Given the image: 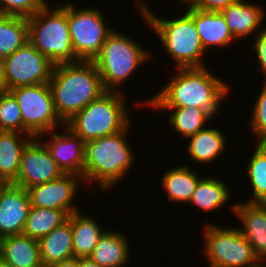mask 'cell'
I'll list each match as a JSON object with an SVG mask.
<instances>
[{
  "label": "cell",
  "instance_id": "6da1fadb",
  "mask_svg": "<svg viewBox=\"0 0 266 267\" xmlns=\"http://www.w3.org/2000/svg\"><path fill=\"white\" fill-rule=\"evenodd\" d=\"M49 87L63 125L106 92L94 62L82 60L56 64Z\"/></svg>",
  "mask_w": 266,
  "mask_h": 267
},
{
  "label": "cell",
  "instance_id": "7a4b0ae2",
  "mask_svg": "<svg viewBox=\"0 0 266 267\" xmlns=\"http://www.w3.org/2000/svg\"><path fill=\"white\" fill-rule=\"evenodd\" d=\"M178 74L147 103L152 107H197L212 117L228 92V84L206 67L178 68Z\"/></svg>",
  "mask_w": 266,
  "mask_h": 267
},
{
  "label": "cell",
  "instance_id": "3957f363",
  "mask_svg": "<svg viewBox=\"0 0 266 267\" xmlns=\"http://www.w3.org/2000/svg\"><path fill=\"white\" fill-rule=\"evenodd\" d=\"M129 125L122 131L85 142L84 171L81 180H98L102 189L120 181L134 162L126 136Z\"/></svg>",
  "mask_w": 266,
  "mask_h": 267
},
{
  "label": "cell",
  "instance_id": "277c9868",
  "mask_svg": "<svg viewBox=\"0 0 266 267\" xmlns=\"http://www.w3.org/2000/svg\"><path fill=\"white\" fill-rule=\"evenodd\" d=\"M46 4L27 17L28 41L54 65L80 61L73 49L68 28V4L49 10Z\"/></svg>",
  "mask_w": 266,
  "mask_h": 267
},
{
  "label": "cell",
  "instance_id": "5b68a950",
  "mask_svg": "<svg viewBox=\"0 0 266 267\" xmlns=\"http://www.w3.org/2000/svg\"><path fill=\"white\" fill-rule=\"evenodd\" d=\"M138 7L148 25L159 36L166 52L177 63L178 68L205 67L200 61L205 49L193 19L186 12L176 19L165 20L149 11L142 2L138 3Z\"/></svg>",
  "mask_w": 266,
  "mask_h": 267
},
{
  "label": "cell",
  "instance_id": "8992f818",
  "mask_svg": "<svg viewBox=\"0 0 266 267\" xmlns=\"http://www.w3.org/2000/svg\"><path fill=\"white\" fill-rule=\"evenodd\" d=\"M119 93L120 91H106L68 120L65 127L84 142L124 130L131 123L125 107L126 101Z\"/></svg>",
  "mask_w": 266,
  "mask_h": 267
},
{
  "label": "cell",
  "instance_id": "52a82bcc",
  "mask_svg": "<svg viewBox=\"0 0 266 267\" xmlns=\"http://www.w3.org/2000/svg\"><path fill=\"white\" fill-rule=\"evenodd\" d=\"M149 55L136 41L113 30L92 61L99 71L105 90L118 91L116 87L143 64Z\"/></svg>",
  "mask_w": 266,
  "mask_h": 267
},
{
  "label": "cell",
  "instance_id": "ba28073f",
  "mask_svg": "<svg viewBox=\"0 0 266 267\" xmlns=\"http://www.w3.org/2000/svg\"><path fill=\"white\" fill-rule=\"evenodd\" d=\"M17 100L23 121V134L40 137L63 123L58 117L49 83L20 86L8 90Z\"/></svg>",
  "mask_w": 266,
  "mask_h": 267
},
{
  "label": "cell",
  "instance_id": "9c48e42d",
  "mask_svg": "<svg viewBox=\"0 0 266 267\" xmlns=\"http://www.w3.org/2000/svg\"><path fill=\"white\" fill-rule=\"evenodd\" d=\"M205 254L210 267H250L260 261L239 229L206 225Z\"/></svg>",
  "mask_w": 266,
  "mask_h": 267
},
{
  "label": "cell",
  "instance_id": "30bf717a",
  "mask_svg": "<svg viewBox=\"0 0 266 267\" xmlns=\"http://www.w3.org/2000/svg\"><path fill=\"white\" fill-rule=\"evenodd\" d=\"M54 66L28 41L2 59L3 90L49 83Z\"/></svg>",
  "mask_w": 266,
  "mask_h": 267
},
{
  "label": "cell",
  "instance_id": "8fae6325",
  "mask_svg": "<svg viewBox=\"0 0 266 267\" xmlns=\"http://www.w3.org/2000/svg\"><path fill=\"white\" fill-rule=\"evenodd\" d=\"M101 11L95 8L78 9L68 3V28L75 56L82 61H92L101 51L108 29Z\"/></svg>",
  "mask_w": 266,
  "mask_h": 267
},
{
  "label": "cell",
  "instance_id": "7c38bea8",
  "mask_svg": "<svg viewBox=\"0 0 266 267\" xmlns=\"http://www.w3.org/2000/svg\"><path fill=\"white\" fill-rule=\"evenodd\" d=\"M33 139L27 143L22 152L18 176L13 182L14 185L25 189L50 182L64 174L51 157L41 137Z\"/></svg>",
  "mask_w": 266,
  "mask_h": 267
},
{
  "label": "cell",
  "instance_id": "4fadbf2b",
  "mask_svg": "<svg viewBox=\"0 0 266 267\" xmlns=\"http://www.w3.org/2000/svg\"><path fill=\"white\" fill-rule=\"evenodd\" d=\"M77 176L76 174H63L50 182L27 188L31 206L64 210L68 215L78 212L72 203L79 188Z\"/></svg>",
  "mask_w": 266,
  "mask_h": 267
},
{
  "label": "cell",
  "instance_id": "5bb4252c",
  "mask_svg": "<svg viewBox=\"0 0 266 267\" xmlns=\"http://www.w3.org/2000/svg\"><path fill=\"white\" fill-rule=\"evenodd\" d=\"M30 208L25 188L13 183H0V236L22 234Z\"/></svg>",
  "mask_w": 266,
  "mask_h": 267
},
{
  "label": "cell",
  "instance_id": "9a60e30c",
  "mask_svg": "<svg viewBox=\"0 0 266 267\" xmlns=\"http://www.w3.org/2000/svg\"><path fill=\"white\" fill-rule=\"evenodd\" d=\"M49 143L43 142L48 149L53 160L64 174H76L83 177L85 142L68 127L64 134L58 135L52 131ZM67 133V134H66Z\"/></svg>",
  "mask_w": 266,
  "mask_h": 267
},
{
  "label": "cell",
  "instance_id": "2e32d148",
  "mask_svg": "<svg viewBox=\"0 0 266 267\" xmlns=\"http://www.w3.org/2000/svg\"><path fill=\"white\" fill-rule=\"evenodd\" d=\"M233 211L243 223L241 234L251 244L260 261L266 260V204L236 203Z\"/></svg>",
  "mask_w": 266,
  "mask_h": 267
},
{
  "label": "cell",
  "instance_id": "e0dca14e",
  "mask_svg": "<svg viewBox=\"0 0 266 267\" xmlns=\"http://www.w3.org/2000/svg\"><path fill=\"white\" fill-rule=\"evenodd\" d=\"M186 13L193 19L203 48L227 46L235 39L221 12H207L189 6Z\"/></svg>",
  "mask_w": 266,
  "mask_h": 267
},
{
  "label": "cell",
  "instance_id": "ac0fdd59",
  "mask_svg": "<svg viewBox=\"0 0 266 267\" xmlns=\"http://www.w3.org/2000/svg\"><path fill=\"white\" fill-rule=\"evenodd\" d=\"M0 259L12 267H42L38 240L24 234L2 237Z\"/></svg>",
  "mask_w": 266,
  "mask_h": 267
},
{
  "label": "cell",
  "instance_id": "d6986e66",
  "mask_svg": "<svg viewBox=\"0 0 266 267\" xmlns=\"http://www.w3.org/2000/svg\"><path fill=\"white\" fill-rule=\"evenodd\" d=\"M20 133L0 131V183H13L17 179L22 152L34 138L32 135L21 138Z\"/></svg>",
  "mask_w": 266,
  "mask_h": 267
},
{
  "label": "cell",
  "instance_id": "ffe728a7",
  "mask_svg": "<svg viewBox=\"0 0 266 267\" xmlns=\"http://www.w3.org/2000/svg\"><path fill=\"white\" fill-rule=\"evenodd\" d=\"M43 266L74 258L71 222L67 220L38 240Z\"/></svg>",
  "mask_w": 266,
  "mask_h": 267
},
{
  "label": "cell",
  "instance_id": "44dd1931",
  "mask_svg": "<svg viewBox=\"0 0 266 267\" xmlns=\"http://www.w3.org/2000/svg\"><path fill=\"white\" fill-rule=\"evenodd\" d=\"M228 25L229 31L235 39L243 38L250 33L253 34L262 20H264V11L255 4L239 0L237 3L229 5L221 11Z\"/></svg>",
  "mask_w": 266,
  "mask_h": 267
},
{
  "label": "cell",
  "instance_id": "7402d4cb",
  "mask_svg": "<svg viewBox=\"0 0 266 267\" xmlns=\"http://www.w3.org/2000/svg\"><path fill=\"white\" fill-rule=\"evenodd\" d=\"M129 243L120 232L105 231L89 258L101 267H122L129 259Z\"/></svg>",
  "mask_w": 266,
  "mask_h": 267
},
{
  "label": "cell",
  "instance_id": "603a6c76",
  "mask_svg": "<svg viewBox=\"0 0 266 267\" xmlns=\"http://www.w3.org/2000/svg\"><path fill=\"white\" fill-rule=\"evenodd\" d=\"M68 220L71 222L74 257H89L105 231L93 218L79 212L70 214Z\"/></svg>",
  "mask_w": 266,
  "mask_h": 267
},
{
  "label": "cell",
  "instance_id": "cb8c5ba5",
  "mask_svg": "<svg viewBox=\"0 0 266 267\" xmlns=\"http://www.w3.org/2000/svg\"><path fill=\"white\" fill-rule=\"evenodd\" d=\"M188 145V153L192 160L199 163H209L223 150L226 145V139L223 132L219 129L205 128L198 131L193 136Z\"/></svg>",
  "mask_w": 266,
  "mask_h": 267
},
{
  "label": "cell",
  "instance_id": "d4e9b609",
  "mask_svg": "<svg viewBox=\"0 0 266 267\" xmlns=\"http://www.w3.org/2000/svg\"><path fill=\"white\" fill-rule=\"evenodd\" d=\"M200 179L188 165L175 167L164 174L162 186L171 201L188 203Z\"/></svg>",
  "mask_w": 266,
  "mask_h": 267
},
{
  "label": "cell",
  "instance_id": "484cf974",
  "mask_svg": "<svg viewBox=\"0 0 266 267\" xmlns=\"http://www.w3.org/2000/svg\"><path fill=\"white\" fill-rule=\"evenodd\" d=\"M28 42L27 17L0 13V58L13 54Z\"/></svg>",
  "mask_w": 266,
  "mask_h": 267
},
{
  "label": "cell",
  "instance_id": "4316f807",
  "mask_svg": "<svg viewBox=\"0 0 266 267\" xmlns=\"http://www.w3.org/2000/svg\"><path fill=\"white\" fill-rule=\"evenodd\" d=\"M64 210L31 206L22 234L39 240L68 220Z\"/></svg>",
  "mask_w": 266,
  "mask_h": 267
},
{
  "label": "cell",
  "instance_id": "83f0119b",
  "mask_svg": "<svg viewBox=\"0 0 266 267\" xmlns=\"http://www.w3.org/2000/svg\"><path fill=\"white\" fill-rule=\"evenodd\" d=\"M229 197L230 192L225 182L211 176L203 177L199 180L189 204H195L207 212L227 203Z\"/></svg>",
  "mask_w": 266,
  "mask_h": 267
},
{
  "label": "cell",
  "instance_id": "f1b7e54d",
  "mask_svg": "<svg viewBox=\"0 0 266 267\" xmlns=\"http://www.w3.org/2000/svg\"><path fill=\"white\" fill-rule=\"evenodd\" d=\"M157 109H172L169 121L173 128L182 136L191 137L203 130L205 122L212 116L204 109L197 107H154Z\"/></svg>",
  "mask_w": 266,
  "mask_h": 267
},
{
  "label": "cell",
  "instance_id": "f546056e",
  "mask_svg": "<svg viewBox=\"0 0 266 267\" xmlns=\"http://www.w3.org/2000/svg\"><path fill=\"white\" fill-rule=\"evenodd\" d=\"M247 171L253 188V199L247 203L266 204V142H258Z\"/></svg>",
  "mask_w": 266,
  "mask_h": 267
},
{
  "label": "cell",
  "instance_id": "4dcf8cb0",
  "mask_svg": "<svg viewBox=\"0 0 266 267\" xmlns=\"http://www.w3.org/2000/svg\"><path fill=\"white\" fill-rule=\"evenodd\" d=\"M0 131L23 133V121L19 104L9 92L0 91Z\"/></svg>",
  "mask_w": 266,
  "mask_h": 267
},
{
  "label": "cell",
  "instance_id": "1f68e13d",
  "mask_svg": "<svg viewBox=\"0 0 266 267\" xmlns=\"http://www.w3.org/2000/svg\"><path fill=\"white\" fill-rule=\"evenodd\" d=\"M46 4V0H0V13L30 17Z\"/></svg>",
  "mask_w": 266,
  "mask_h": 267
},
{
  "label": "cell",
  "instance_id": "d6a6232c",
  "mask_svg": "<svg viewBox=\"0 0 266 267\" xmlns=\"http://www.w3.org/2000/svg\"><path fill=\"white\" fill-rule=\"evenodd\" d=\"M254 104L252 118L249 123L252 131L258 136V142H266V82Z\"/></svg>",
  "mask_w": 266,
  "mask_h": 267
},
{
  "label": "cell",
  "instance_id": "836d02e7",
  "mask_svg": "<svg viewBox=\"0 0 266 267\" xmlns=\"http://www.w3.org/2000/svg\"><path fill=\"white\" fill-rule=\"evenodd\" d=\"M189 6L207 12H221L229 5L237 3L239 0H183Z\"/></svg>",
  "mask_w": 266,
  "mask_h": 267
},
{
  "label": "cell",
  "instance_id": "e575fe53",
  "mask_svg": "<svg viewBox=\"0 0 266 267\" xmlns=\"http://www.w3.org/2000/svg\"><path fill=\"white\" fill-rule=\"evenodd\" d=\"M255 39L254 51L256 52V58L261 67V71L266 76V27L256 34Z\"/></svg>",
  "mask_w": 266,
  "mask_h": 267
},
{
  "label": "cell",
  "instance_id": "d590c367",
  "mask_svg": "<svg viewBox=\"0 0 266 267\" xmlns=\"http://www.w3.org/2000/svg\"><path fill=\"white\" fill-rule=\"evenodd\" d=\"M51 267H79V259L74 257L65 261L54 263Z\"/></svg>",
  "mask_w": 266,
  "mask_h": 267
},
{
  "label": "cell",
  "instance_id": "8d00e7d4",
  "mask_svg": "<svg viewBox=\"0 0 266 267\" xmlns=\"http://www.w3.org/2000/svg\"><path fill=\"white\" fill-rule=\"evenodd\" d=\"M79 267H101L95 261L87 258H79Z\"/></svg>",
  "mask_w": 266,
  "mask_h": 267
},
{
  "label": "cell",
  "instance_id": "74e56055",
  "mask_svg": "<svg viewBox=\"0 0 266 267\" xmlns=\"http://www.w3.org/2000/svg\"><path fill=\"white\" fill-rule=\"evenodd\" d=\"M3 90V70H2V58H0V91Z\"/></svg>",
  "mask_w": 266,
  "mask_h": 267
},
{
  "label": "cell",
  "instance_id": "f35d334b",
  "mask_svg": "<svg viewBox=\"0 0 266 267\" xmlns=\"http://www.w3.org/2000/svg\"><path fill=\"white\" fill-rule=\"evenodd\" d=\"M0 267H12V266L9 265V264H6L5 262H3V261L0 259Z\"/></svg>",
  "mask_w": 266,
  "mask_h": 267
},
{
  "label": "cell",
  "instance_id": "ab89813d",
  "mask_svg": "<svg viewBox=\"0 0 266 267\" xmlns=\"http://www.w3.org/2000/svg\"><path fill=\"white\" fill-rule=\"evenodd\" d=\"M250 267H266V266H264V264L262 265V263L258 262L257 264L250 266Z\"/></svg>",
  "mask_w": 266,
  "mask_h": 267
},
{
  "label": "cell",
  "instance_id": "60d3db41",
  "mask_svg": "<svg viewBox=\"0 0 266 267\" xmlns=\"http://www.w3.org/2000/svg\"><path fill=\"white\" fill-rule=\"evenodd\" d=\"M1 240H2V237L0 236V255H1Z\"/></svg>",
  "mask_w": 266,
  "mask_h": 267
}]
</instances>
